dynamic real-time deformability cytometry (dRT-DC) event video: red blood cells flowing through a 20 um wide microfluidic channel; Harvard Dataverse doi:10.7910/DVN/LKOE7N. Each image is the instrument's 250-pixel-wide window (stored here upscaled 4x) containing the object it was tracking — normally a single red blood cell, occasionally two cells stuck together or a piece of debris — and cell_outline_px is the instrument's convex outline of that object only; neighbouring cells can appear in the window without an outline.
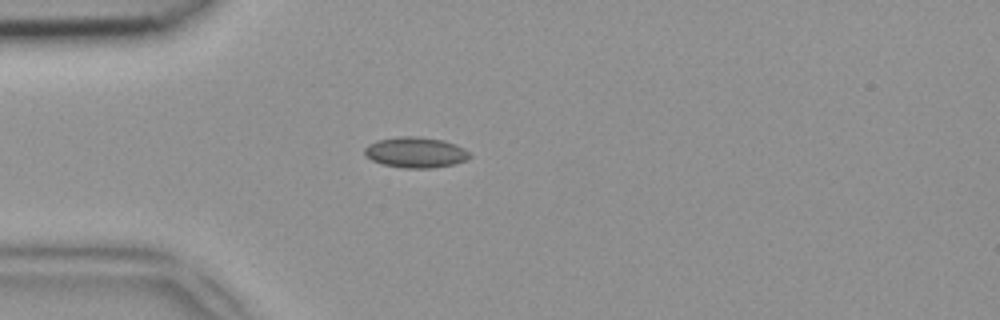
{"species": "common noctule bat (a hibernating species)", "species_latin": "Nyctalus noctula", "temperature_condition": "room temperature", "stored_images_in_passage": 32, "camera_frame_rate_fps": 3000, "um_per_image_px": 0.085, "animal": {"sex": "female", "body_mass_g": 18.4}, "frame": {"image": 1, "passage_image": 1, "time_ms": 0.0, "image_size_px": [1000, 320], "cell_outline_px": [[472, 156], [468, 160], [456, 164], [432, 168], [404, 168], [384, 164], [372, 160], [364, 152], [364, 148], [368, 144], [376, 140], [396, 136], [416, 136], [444, 140], [456, 144], [464, 148]], "centroid_in_image_um": [35.36, 12.94], "position_along_channel_um": 49.6, "area_um2": 18.96}}
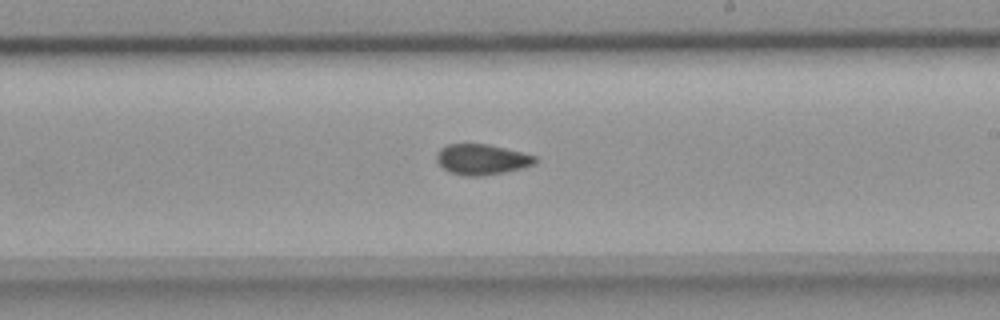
{"frame": {"image": 2, "passage_image": 16, "time_ms": 5.0, "image_size_px": [1000, 320], "cell_outline_px": [[536, 164], [504, 172], [476, 176], [464, 176], [448, 172], [436, 160], [436, 152], [440, 148], [448, 144], [488, 144], [536, 156]], "centroid_in_image_um": [40.91, 13.55], "position_along_channel_um": 248.1, "area_um2": 17.4}}
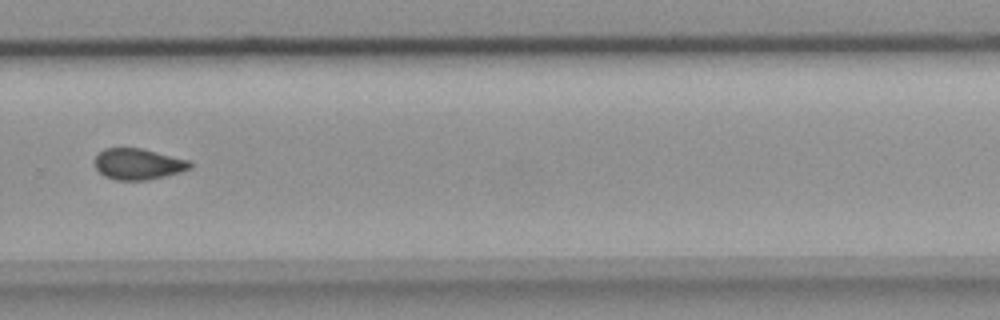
{"frame": {"image": 3, "passage_image": 21, "time_ms": 6.667, "image_size_px": [1000, 320], "cell_outline_px": [[192, 168], [180, 172], [148, 180], [116, 180], [104, 176], [96, 168], [96, 156], [104, 148], [140, 148], [192, 160]], "centroid_in_image_um": [11.79, 13.94], "position_along_channel_um": 318.0, "area_um2": 17.28}}